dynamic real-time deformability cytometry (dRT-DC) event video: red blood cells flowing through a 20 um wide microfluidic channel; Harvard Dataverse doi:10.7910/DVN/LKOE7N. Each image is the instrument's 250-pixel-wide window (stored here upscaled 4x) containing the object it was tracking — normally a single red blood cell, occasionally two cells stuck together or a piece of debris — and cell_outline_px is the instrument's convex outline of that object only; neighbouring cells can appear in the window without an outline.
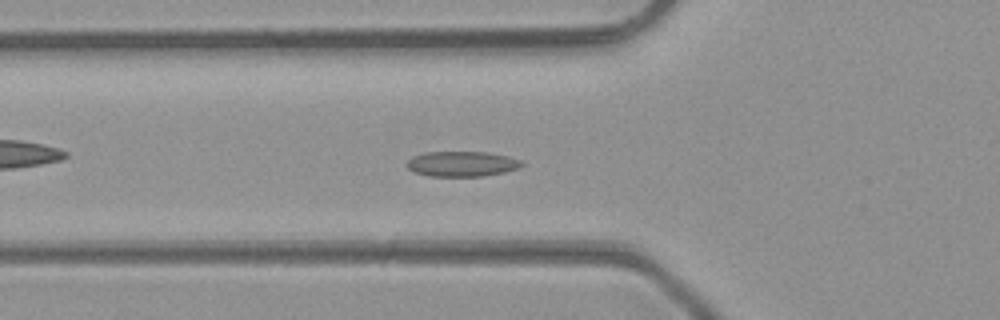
{"species": "common noctule bat (a hibernating species)", "species_latin": "Nyctalus noctula", "temperature_condition": "room temperature", "stored_images_in_passage": 34, "camera_frame_rate_fps": 3000, "um_per_image_px": 0.085, "animal": {"sex": "male", "body_mass_g": 23.1, "forearm_length_mm": 52.7}, "frame": {"image": 1, "passage_image": 14, "time_ms": 4.333, "image_size_px": [1000, 320], "cell_outline_px": [[524, 164], [520, 168], [504, 172], [484, 176], [428, 176], [412, 172], [404, 164], [412, 156], [424, 152], [488, 152], [508, 156], [520, 160]], "centroid_in_image_um": [39.23, 13.93], "position_along_channel_um": 86.6, "area_um2": 17.11}}
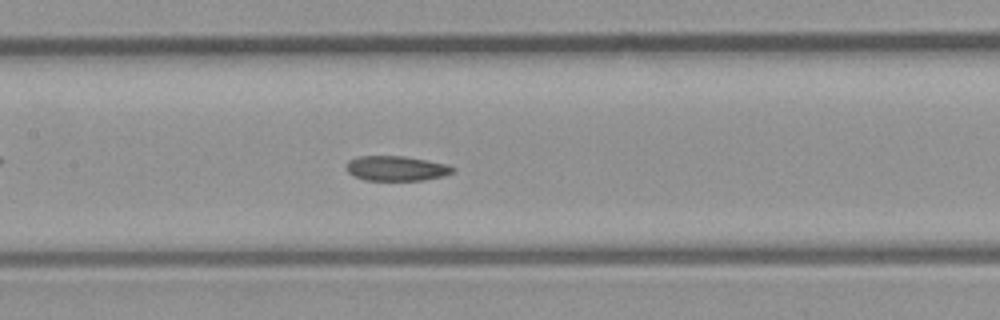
{"frame": {"image": 2, "passage_image": 20, "time_ms": 6.333, "image_size_px": [1000, 320], "cell_outline_px": [[456, 168], [452, 172], [440, 176], [424, 180], [364, 180], [348, 172], [348, 160], [356, 156], [404, 156], [448, 164]], "centroid_in_image_um": [33.69, 14.3], "position_along_channel_um": 173.7, "area_um2": 15.26}}
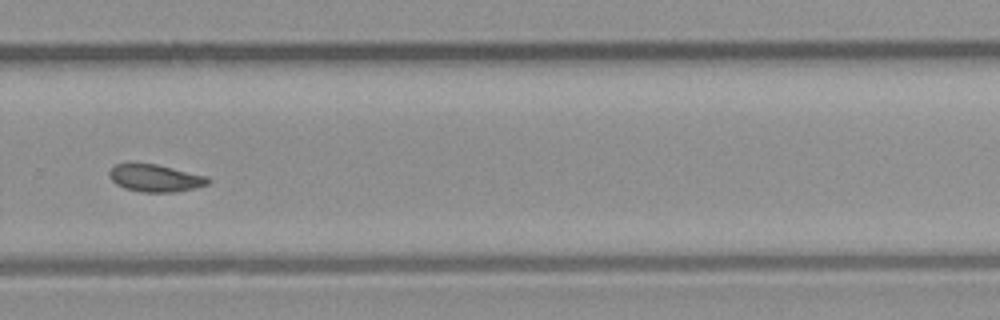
{"frame": {"image": 3, "passage_image": 30, "time_ms": 9.667, "image_size_px": [1000, 320], "cell_outline_px": [[212, 180], [208, 184], [176, 192], [140, 192], [124, 188], [116, 184], [108, 176], [108, 172], [116, 164], [128, 160], [132, 160], [156, 164], [208, 176]], "centroid_in_image_um": [13.14, 15.09], "position_along_channel_um": 316.7, "area_um2": 16.3}, "authors_computed_cell_mechanics": {"area_um2": 16.2418, "velocity_mm_per_s": 4.3031, "shape_relaxation_time_tau1_ms": null, "shape_relaxation_time_tau2_ms": 1.9804, "deformation_change_tau1": null, "deformation_change_tau2": 0.0658}}